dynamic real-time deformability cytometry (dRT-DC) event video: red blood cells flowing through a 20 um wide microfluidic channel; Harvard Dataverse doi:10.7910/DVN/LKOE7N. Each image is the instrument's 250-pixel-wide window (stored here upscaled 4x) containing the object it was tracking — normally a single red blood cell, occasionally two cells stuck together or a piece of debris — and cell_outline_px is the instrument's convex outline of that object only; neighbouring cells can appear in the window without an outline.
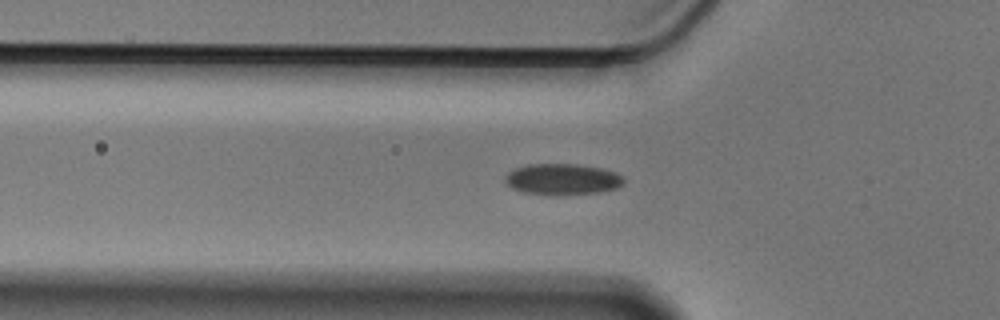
{"species": "Egyptian fruit bat (a non-hibernating species)", "species_latin": "Rousettus aegyptiacus", "temperature_condition": "cold", "stored_images_in_passage": 50, "camera_frame_rate_fps": 3000, "um_per_image_px": 0.085, "animal": {"sex": "male"}, "frame": {"image": 1, "passage_image": 18, "time_ms": 5.667, "image_size_px": [1000, 320], "cell_outline_px": [[624, 184], [616, 188], [596, 192], [556, 196], [552, 196], [524, 192], [512, 188], [504, 180], [504, 176], [508, 172], [516, 168], [528, 164], [576, 164], [600, 168], [616, 172], [624, 176]], "centroid_in_image_um": [47.8, 15.24], "position_along_channel_um": 78.0, "area_um2": 21.68}}
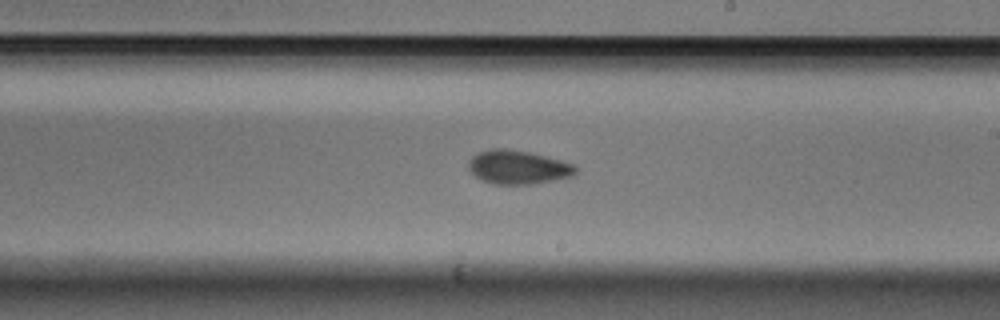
{"frame": {"image": 2, "passage_image": 32, "time_ms": 10.333, "image_size_px": [1000, 320], "cell_outline_px": [[576, 172], [572, 176], [556, 180], [532, 184], [492, 184], [480, 180], [468, 168], [468, 164], [472, 156], [480, 152], [492, 148], [504, 148], [528, 152], [576, 164]], "centroid_in_image_um": [44.03, 14.22], "position_along_channel_um": 245.0, "area_um2": 21.04}}
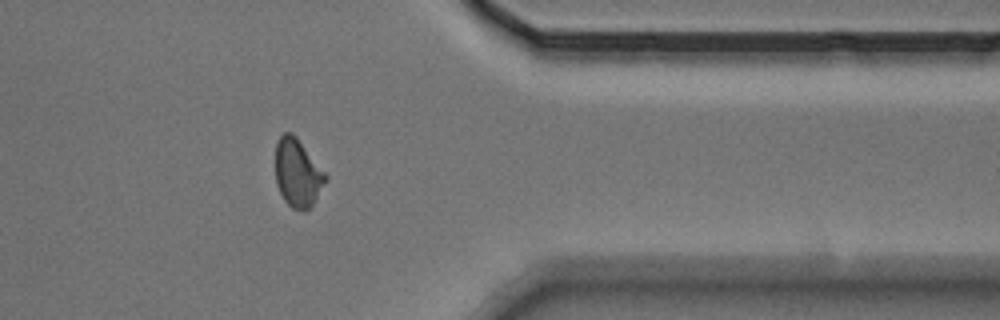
{"frame": {"image": 3, "passage_image": 45, "time_ms": 14.667, "image_size_px": [1000, 320], "cell_outline_px": [[328, 176], [312, 204], [304, 212], [300, 212], [292, 208], [284, 200], [276, 184], [276, 144], [280, 136], [284, 132], [292, 132], [296, 136]], "centroid_in_image_um": [25.28, 14.7], "position_along_channel_um": 386.1, "area_um2": 19.65}}